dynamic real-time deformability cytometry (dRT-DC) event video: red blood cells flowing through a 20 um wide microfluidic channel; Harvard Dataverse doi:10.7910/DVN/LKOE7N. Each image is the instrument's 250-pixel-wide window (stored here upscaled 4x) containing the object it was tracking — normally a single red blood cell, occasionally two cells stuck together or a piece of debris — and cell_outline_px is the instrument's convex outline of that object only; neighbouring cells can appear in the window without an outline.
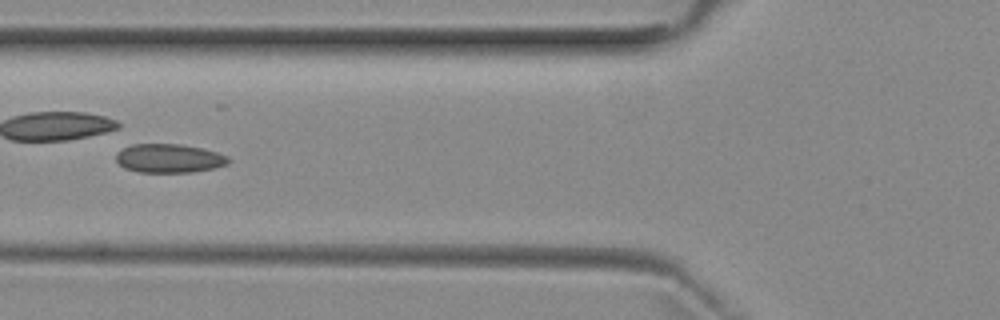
{"species": "common noctule bat (a hibernating species)", "species_latin": "Nyctalus noctula", "temperature_condition": "room temperature", "stored_images_in_passage": 4, "camera_frame_rate_fps": 3000, "um_per_image_px": 0.085, "animal": {"sex": "female", "body_mass_g": 29.2, "forearm_length_mm": 56.3}, "frame": {"image": 1, "passage_image": 4, "time_ms": 3.667, "image_size_px": [1000, 320], "cell_outline_px": [[228, 164], [212, 168], [192, 172], [136, 172], [124, 168], [116, 160], [116, 152], [132, 144], [180, 144], [200, 148], [216, 152], [228, 156]], "centroid_in_image_um": [14.33, 13.46], "position_along_channel_um": 111.5, "area_um2": 18.73}}